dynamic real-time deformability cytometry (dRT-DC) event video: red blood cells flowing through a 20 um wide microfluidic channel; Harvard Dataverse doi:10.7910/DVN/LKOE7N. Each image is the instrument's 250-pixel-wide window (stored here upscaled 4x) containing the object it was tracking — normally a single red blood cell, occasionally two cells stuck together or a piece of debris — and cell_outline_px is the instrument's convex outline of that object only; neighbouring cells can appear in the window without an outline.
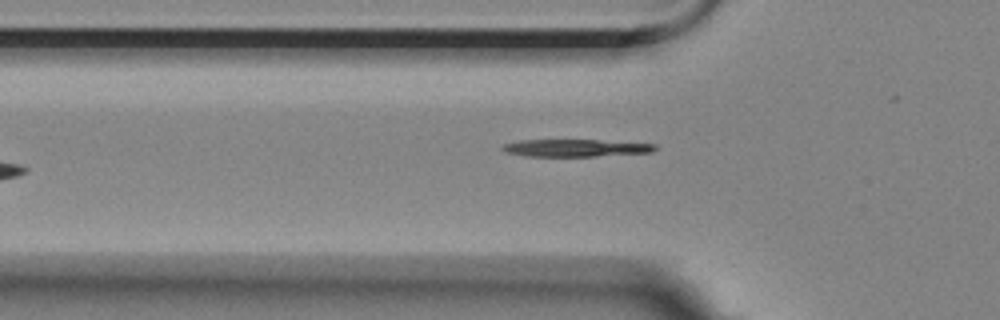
{"species": "Egyptian fruit bat (a non-hibernating species)", "species_latin": "Rousettus aegyptiacus", "temperature_condition": "room temperature", "stored_images_in_passage": 5, "camera_frame_rate_fps": 3000, "um_per_image_px": 0.085, "animal": {"sex": "female"}, "frame": {"image": 1, "passage_image": 5, "time_ms": 5.0, "image_size_px": [1000, 320], "cell_outline_px": [[656, 148], [652, 152], [596, 156], [524, 156], [504, 152], [500, 148], [504, 144], [516, 140], [600, 140], [656, 144]], "centroid_in_image_um": [48.87, 12.57], "position_along_channel_um": 76.9, "area_um2": 15.43}}